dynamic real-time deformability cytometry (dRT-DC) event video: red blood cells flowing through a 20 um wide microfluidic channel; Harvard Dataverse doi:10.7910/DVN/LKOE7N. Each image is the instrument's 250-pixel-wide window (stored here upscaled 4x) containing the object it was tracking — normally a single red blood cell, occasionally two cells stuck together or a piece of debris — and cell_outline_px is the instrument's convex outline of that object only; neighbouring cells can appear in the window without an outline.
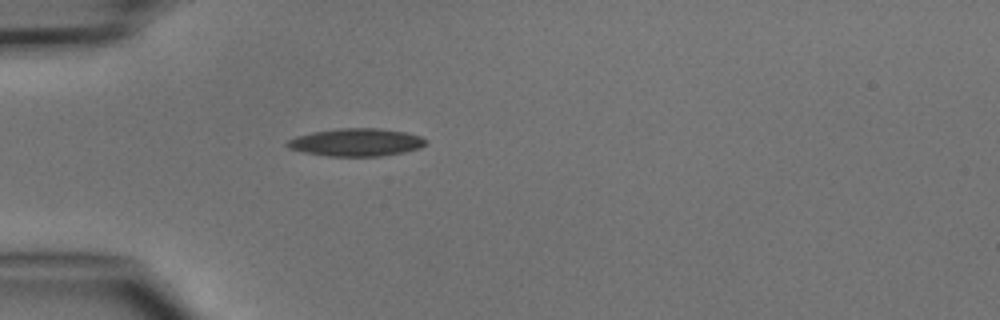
{"species": "common noctule bat (a hibernating species)", "species_latin": "Nyctalus noctula", "temperature_condition": "cold", "stored_images_in_passage": 3, "camera_frame_rate_fps": 3000, "um_per_image_px": 0.085, "animal": {"sex": "male", "body_mass_g": 15.6}, "frame": {"image": 1, "passage_image": 3, "time_ms": 2.333, "image_size_px": [1000, 320], "cell_outline_px": [[428, 144], [420, 148], [404, 152], [380, 156], [328, 156], [304, 152], [288, 148], [284, 144], [288, 140], [296, 136], [312, 132], [340, 128], [380, 128], [404, 132], [420, 136], [428, 140]], "centroid_in_image_um": [30.29, 12.09], "position_along_channel_um": 54.7, "area_um2": 22.48}}